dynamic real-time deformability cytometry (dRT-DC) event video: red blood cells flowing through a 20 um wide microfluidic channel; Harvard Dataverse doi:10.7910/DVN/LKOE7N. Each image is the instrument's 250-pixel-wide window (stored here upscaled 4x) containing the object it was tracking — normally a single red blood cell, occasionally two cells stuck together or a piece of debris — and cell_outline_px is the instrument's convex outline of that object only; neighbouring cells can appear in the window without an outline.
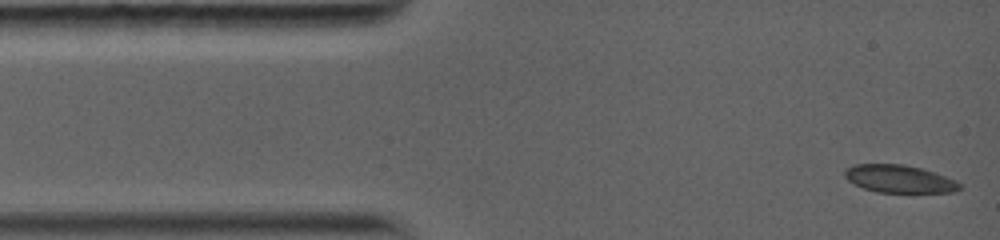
{"species": "common noctule bat (a hibernating species)", "species_latin": "Nyctalus noctula", "temperature_condition": "warm", "stored_images_in_passage": 25, "camera_frame_rate_fps": 5000, "um_per_image_px": 0.085, "animal": {"sex": "female", "body_mass_g": 19.0, "forearm_length_mm": 56.7}, "frame": {"image": 1, "passage_image": 1, "time_ms": 0.0, "image_size_px": [1000, 240], "cell_outline_px": [[960, 188], [952, 192], [876, 192], [864, 188], [848, 180], [844, 176], [844, 172], [848, 168], [856, 164], [904, 164], [920, 168], [956, 180], [960, 184]], "centroid_in_image_um": [76.42, 15.2], "position_along_channel_um": 8.6, "area_um2": 18.21}}
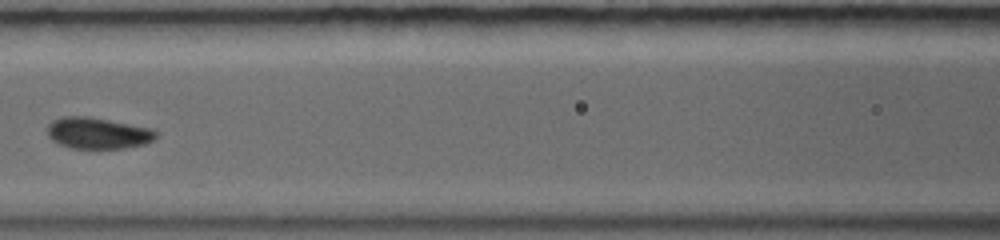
{"frame": {"image": 2, "passage_image": 11, "time_ms": 5.4, "image_size_px": [1000, 240], "cell_outline_px": [[156, 136], [152, 140], [144, 144], [124, 148], [68, 148], [52, 140], [48, 136], [48, 124], [52, 120], [60, 116], [88, 116], [148, 128], [156, 132]], "centroid_in_image_um": [8.24, 11.31], "position_along_channel_um": 158.4, "area_um2": 19.59}}
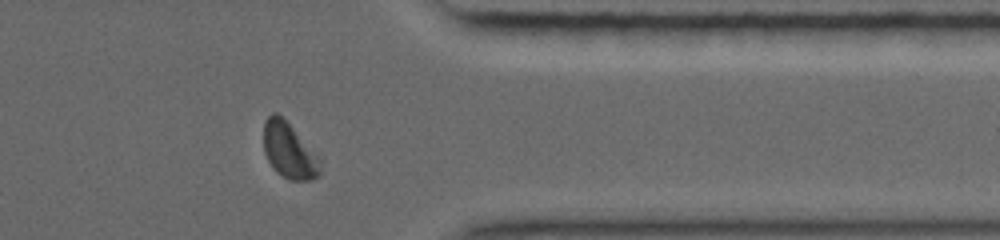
{"frame": {"image": 3, "passage_image": 22, "time_ms": 11.2, "image_size_px": [1000, 240], "cell_outline_px": [[320, 176], [312, 180], [288, 180], [276, 172], [268, 160], [264, 152], [264, 120], [272, 112], [276, 112], [292, 128], [320, 160]], "centroid_in_image_um": [24.54, 12.84], "position_along_channel_um": 386.9, "area_um2": 17.92}, "authors_computed_cell_mechanics": {"area_um2": 19.1318, "velocity_mm_per_s": 4.0532, "shape_relaxation_time_tau1_ms": 2.9785, "shape_relaxation_time_tau2_ms": null, "deformation_change_tau1": 0.1027, "deformation_change_tau2": null}}